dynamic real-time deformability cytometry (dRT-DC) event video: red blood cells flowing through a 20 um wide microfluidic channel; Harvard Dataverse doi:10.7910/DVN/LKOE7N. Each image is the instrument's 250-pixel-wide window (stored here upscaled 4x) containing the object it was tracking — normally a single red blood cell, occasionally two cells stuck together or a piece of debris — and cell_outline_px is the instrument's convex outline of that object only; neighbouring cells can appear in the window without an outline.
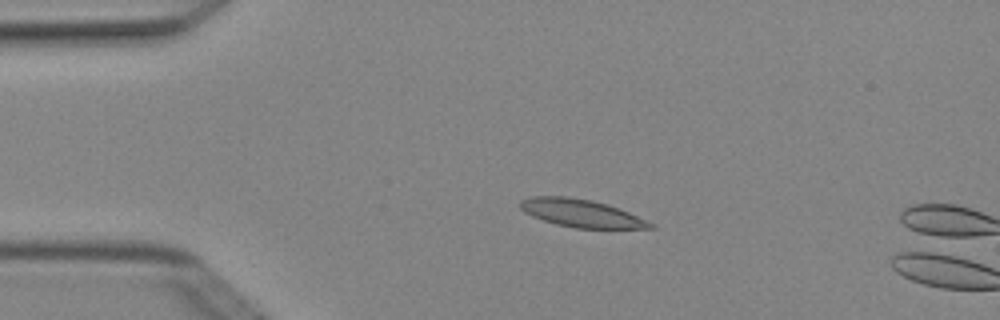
{"species": "Egyptian fruit bat (a non-hibernating species)", "species_latin": "Rousettus aegyptiacus", "temperature_condition": "cold", "stored_images_in_passage": 4, "camera_frame_rate_fps": 3000, "um_per_image_px": 0.085, "animal": {"sex": "female"}, "frame": {"image": 1, "passage_image": 3, "time_ms": 0.667, "image_size_px": [1000, 320], "cell_outline_px": [[656, 228], [576, 228], [556, 224], [532, 216], [524, 212], [520, 208], [520, 200], [528, 196], [568, 196], [592, 200], [608, 204], [628, 212], [656, 224]], "centroid_in_image_um": [49.39, 18.11], "position_along_channel_um": 35.6, "area_um2": 21.1}}